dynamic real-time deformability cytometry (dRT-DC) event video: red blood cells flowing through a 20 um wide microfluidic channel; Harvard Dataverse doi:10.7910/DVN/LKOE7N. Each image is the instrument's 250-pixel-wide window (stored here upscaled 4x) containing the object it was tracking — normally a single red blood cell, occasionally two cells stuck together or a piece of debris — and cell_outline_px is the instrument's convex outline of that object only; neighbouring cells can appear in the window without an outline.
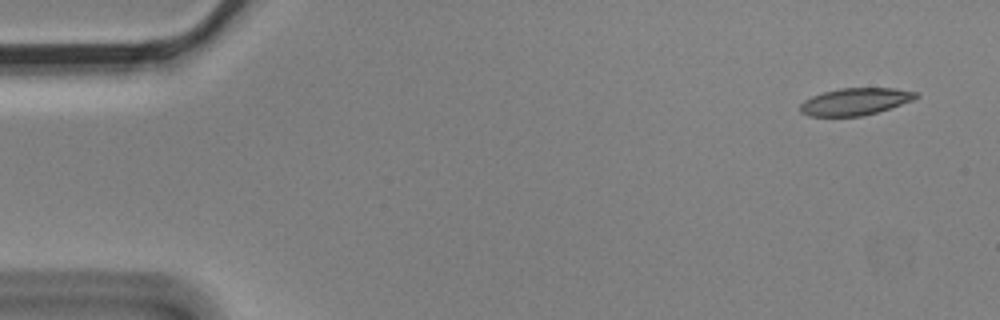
{"species": "Egyptian fruit bat (a non-hibernating species)", "species_latin": "Rousettus aegyptiacus", "temperature_condition": "cold", "stored_images_in_passage": 5, "camera_frame_rate_fps": 3000, "um_per_image_px": 0.085, "animal": {"sex": "male"}, "frame": {"image": 1, "passage_image": 1, "time_ms": 0.0, "image_size_px": [1000, 320], "cell_outline_px": [[920, 96], [912, 100], [876, 112], [860, 116], [808, 116], [800, 112], [800, 104], [804, 100], [812, 96], [824, 92], [840, 88], [896, 88], [916, 92]], "centroid_in_image_um": [72.66, 8.63], "position_along_channel_um": 12.3, "area_um2": 18.09}}
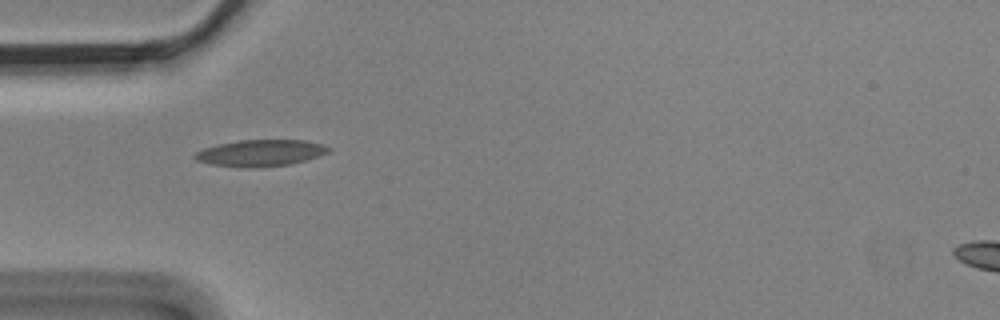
{"frame": {"image": 2, "passage_image": 4, "time_ms": 1.0, "image_size_px": [1000, 320], "cell_outline_px": [[332, 148], [328, 152], [292, 164], [252, 168], [240, 168], [212, 164], [196, 160], [192, 156], [196, 152], [204, 148], [220, 144], [240, 140], [308, 140], [324, 144]], "centroid_in_image_um": [22.15, 13.0], "position_along_channel_um": 62.9, "area_um2": 20.69}}
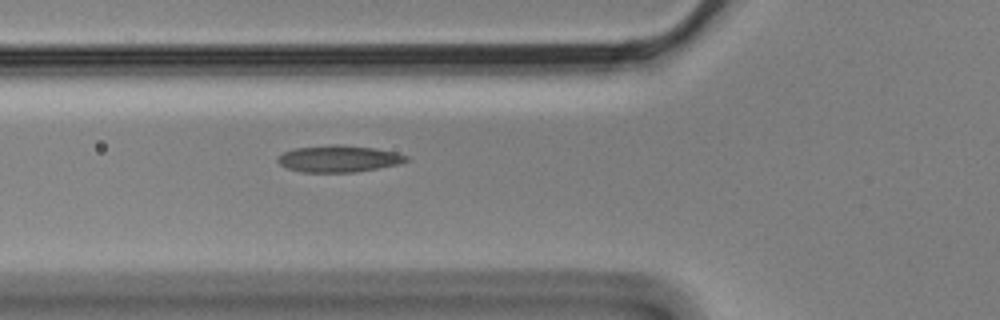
{"frame": {"image": 3, "passage_image": 5, "time_ms": 1.333, "image_size_px": [1000, 320], "cell_outline_px": [[408, 160], [400, 164], [352, 172], [304, 172], [288, 168], [280, 164], [276, 160], [284, 152], [292, 148], [332, 144], [340, 144], [372, 148], [396, 152], [408, 156]], "centroid_in_image_um": [28.78, 13.48], "position_along_channel_um": 97.0, "area_um2": 19.88}}